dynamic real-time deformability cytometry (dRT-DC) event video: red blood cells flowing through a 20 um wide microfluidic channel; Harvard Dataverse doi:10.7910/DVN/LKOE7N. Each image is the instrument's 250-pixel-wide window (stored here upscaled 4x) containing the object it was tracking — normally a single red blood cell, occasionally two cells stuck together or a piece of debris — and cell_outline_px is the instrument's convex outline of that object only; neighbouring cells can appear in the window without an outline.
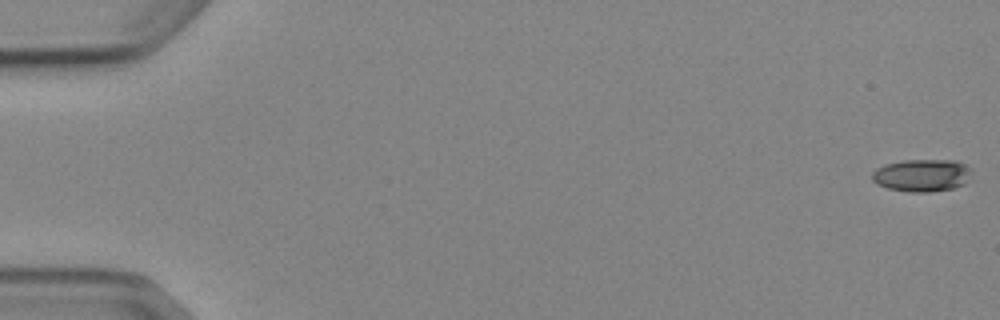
{"species": "Egyptian fruit bat (a non-hibernating species)", "species_latin": "Rousettus aegyptiacus", "temperature_condition": "cold", "stored_images_in_passage": 5, "camera_frame_rate_fps": 3000, "um_per_image_px": 0.085, "animal": {"sex": "female"}, "frame": {"image": 1, "passage_image": 1, "time_ms": 0.0, "image_size_px": [1000, 320], "cell_outline_px": [[972, 180], [964, 184], [952, 188], [928, 192], [908, 192], [888, 188], [876, 184], [872, 180], [872, 172], [876, 168], [884, 164], [904, 160], [956, 160], [972, 168]], "centroid_in_image_um": [78.4, 14.9], "position_along_channel_um": 6.6, "area_um2": 19.19}}
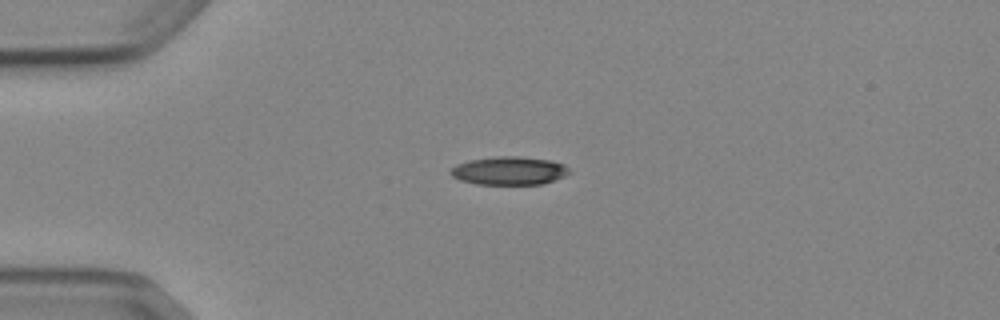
{"frame": {"image": 2, "passage_image": 4, "time_ms": 4.333, "image_size_px": [1000, 320], "cell_outline_px": [[568, 172], [564, 176], [544, 184], [476, 184], [460, 180], [452, 176], [448, 172], [456, 164], [468, 160], [496, 156], [516, 156], [552, 160], [564, 164], [568, 168]], "centroid_in_image_um": [43.25, 14.5], "position_along_channel_um": 41.8, "area_um2": 19.59}}